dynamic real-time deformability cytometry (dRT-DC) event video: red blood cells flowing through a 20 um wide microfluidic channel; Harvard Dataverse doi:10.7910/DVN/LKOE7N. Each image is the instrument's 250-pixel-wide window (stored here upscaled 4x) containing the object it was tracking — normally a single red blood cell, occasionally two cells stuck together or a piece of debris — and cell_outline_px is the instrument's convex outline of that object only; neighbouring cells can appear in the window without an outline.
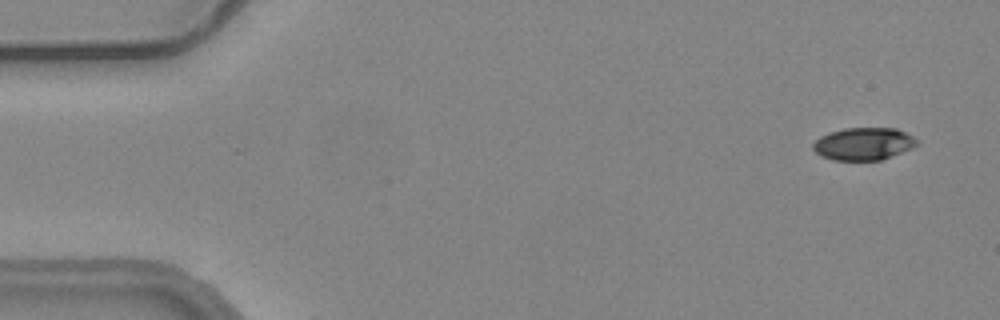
{"species": "common noctule bat (a hibernating species)", "species_latin": "Nyctalus noctula", "temperature_condition": "warm", "stored_images_in_passage": 55, "camera_frame_rate_fps": 3000, "um_per_image_px": 0.085, "animal": {"sex": "female", "body_mass_g": 24.6, "forearm_length_mm": 56.2}, "frame": {"image": 1, "passage_image": 3, "time_ms": 0.667, "image_size_px": [1000, 320], "cell_outline_px": [[920, 144], [912, 148], [880, 160], [832, 160], [816, 152], [812, 148], [812, 144], [820, 136], [828, 132], [844, 128], [896, 128], [920, 140]], "centroid_in_image_um": [73.42, 12.21], "position_along_channel_um": 11.6, "area_um2": 19.71}}
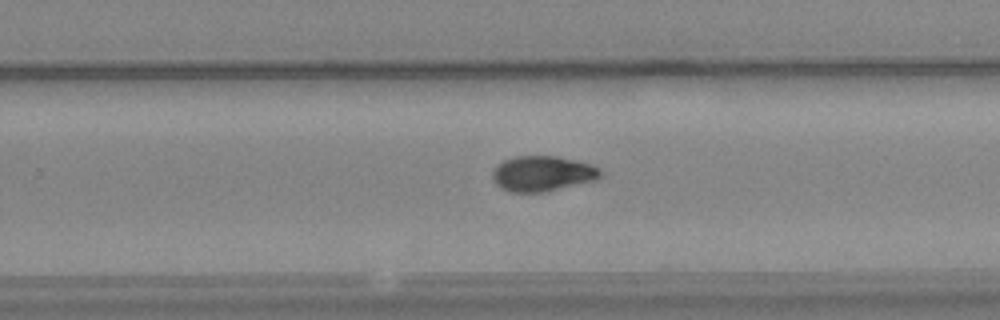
{"frame": {"image": 2, "passage_image": 35, "time_ms": 11.333, "image_size_px": [1000, 320], "cell_outline_px": [[604, 176], [596, 180], [544, 192], [512, 192], [500, 188], [496, 184], [492, 176], [492, 172], [496, 164], [512, 156], [556, 156], [592, 164], [600, 168], [604, 172]], "centroid_in_image_um": [46.13, 14.75], "position_along_channel_um": 283.7, "area_um2": 22.54}}
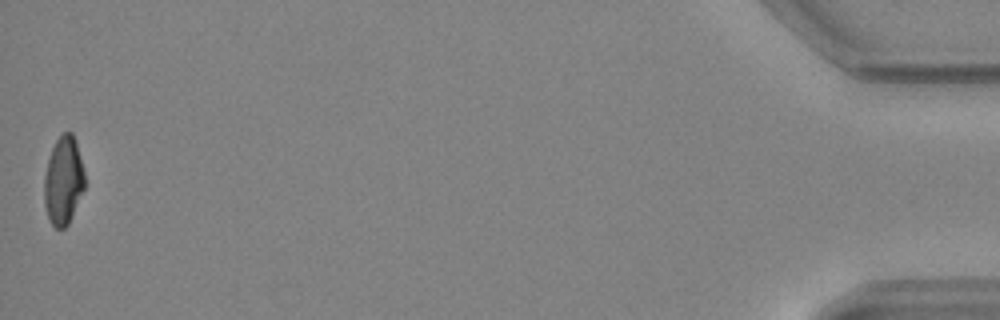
{"frame": {"image": 3, "passage_image": 55, "time_ms": 18.0, "image_size_px": [1000, 320], "cell_outline_px": [[84, 188], [72, 216], [68, 224], [64, 228], [56, 228], [52, 224], [48, 216], [44, 204], [44, 176], [48, 160], [52, 148], [56, 140], [64, 132], [72, 132], [76, 144], [84, 172]], "centroid_in_image_um": [5.37, 15.37], "position_along_channel_um": 429.8, "area_um2": 20.46}, "authors_computed_cell_mechanics": {"area_um2": 21.675, "velocity_mm_per_s": 3.7157, "shape_relaxation_time_tau1_ms": 4.8212, "shape_relaxation_time_tau2_ms": 8.5709, "deformation_change_tau1": 0.1599, "deformation_change_tau2": 0.1255}}